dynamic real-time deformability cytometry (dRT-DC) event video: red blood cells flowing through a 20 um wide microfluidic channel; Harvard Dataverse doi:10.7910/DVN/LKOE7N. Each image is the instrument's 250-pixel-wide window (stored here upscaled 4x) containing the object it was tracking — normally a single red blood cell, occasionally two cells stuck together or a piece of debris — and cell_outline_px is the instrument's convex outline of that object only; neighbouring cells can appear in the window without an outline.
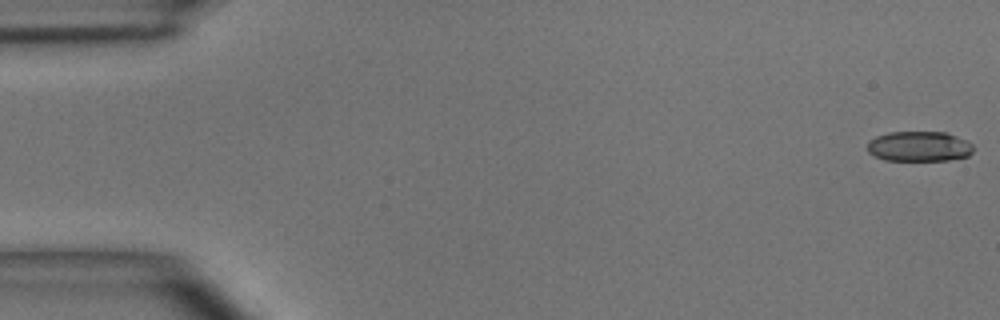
{"species": "common noctule bat (a hibernating species)", "species_latin": "Nyctalus noctula", "temperature_condition": "room temperature", "stored_images_in_passage": 49, "camera_frame_rate_fps": 3000, "um_per_image_px": 0.085, "animal": {"sex": "male", "body_mass_g": 15.6}, "frame": {"image": 1, "passage_image": 1, "time_ms": 0.0, "image_size_px": [1000, 320], "cell_outline_px": [[972, 152], [968, 156], [948, 160], [884, 160], [868, 152], [868, 140], [876, 136], [888, 132], [948, 132], [968, 140], [972, 144]], "centroid_in_image_um": [78.14, 12.43], "position_along_channel_um": 6.9, "area_um2": 18.73}}
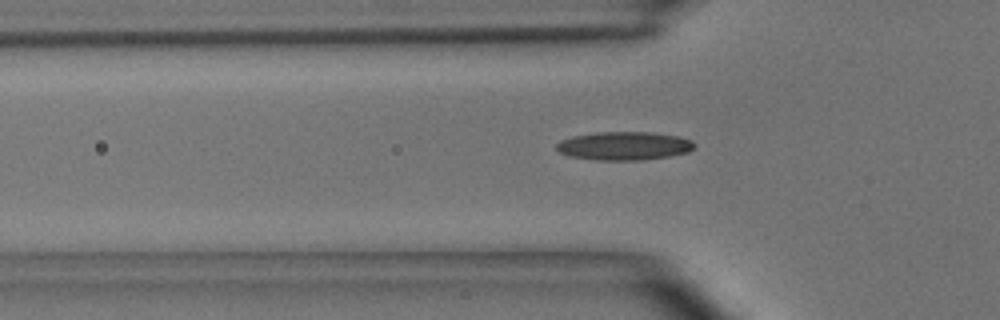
{"frame": {"image": 2, "passage_image": 16, "time_ms": 5.0, "image_size_px": [1000, 320], "cell_outline_px": [[696, 148], [688, 152], [668, 156], [640, 160], [596, 160], [568, 156], [560, 152], [556, 148], [556, 144], [560, 140], [572, 136], [596, 132], [652, 132], [680, 136], [692, 140], [696, 144]], "centroid_in_image_um": [53.07, 12.39], "position_along_channel_um": 72.7, "area_um2": 23.06}}
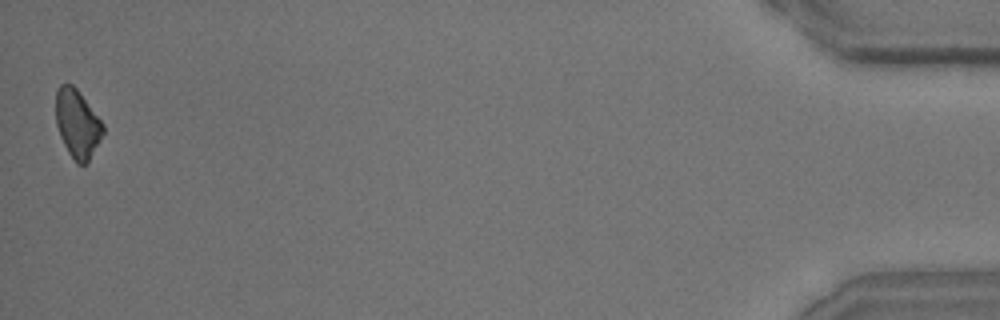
{"frame": {"image": 3, "passage_image": 49, "time_ms": 16.0, "image_size_px": [1000, 320], "cell_outline_px": [[104, 132], [100, 140], [88, 160], [84, 164], [76, 164], [68, 152], [60, 136], [56, 124], [56, 88], [60, 84], [72, 84], [76, 88], [104, 124]], "centroid_in_image_um": [6.56, 10.5], "position_along_channel_um": 428.6, "area_um2": 18.61}, "authors_computed_cell_mechanics": {"area_um2": 20.1144, "velocity_mm_per_s": 4.0608, "shape_relaxation_time_tau1_ms": 8.2723, "shape_relaxation_time_tau2_ms": null, "deformation_change_tau1": 0.1774, "deformation_change_tau2": null}}